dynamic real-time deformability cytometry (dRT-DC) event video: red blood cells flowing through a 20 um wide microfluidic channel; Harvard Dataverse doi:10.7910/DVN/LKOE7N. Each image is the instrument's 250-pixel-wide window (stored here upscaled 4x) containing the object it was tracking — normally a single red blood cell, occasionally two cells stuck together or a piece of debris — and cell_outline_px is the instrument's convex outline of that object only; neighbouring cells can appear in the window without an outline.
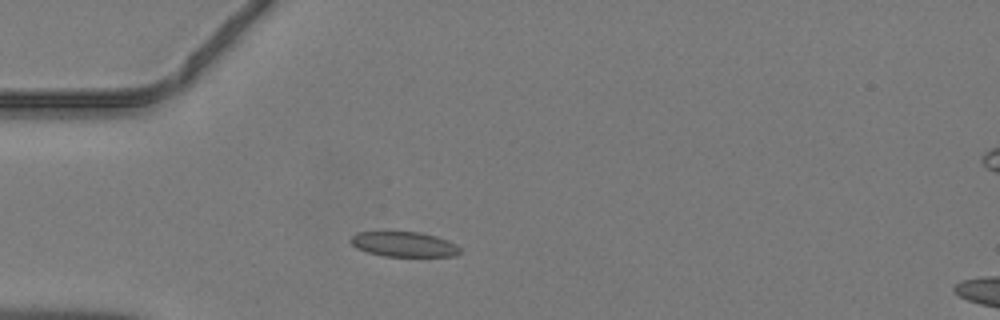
{"species": "common noctule bat (a hibernating species)", "species_latin": "Nyctalus noctula", "temperature_condition": "warm", "stored_images_in_passage": 34, "camera_frame_rate_fps": 3000, "um_per_image_px": 0.085, "animal": {"sex": "male", "body_mass_g": 19.2, "forearm_length_mm": 51.8}, "frame": {"image": 1, "passage_image": 4, "time_ms": 1.0, "image_size_px": [1000, 320], "cell_outline_px": [[460, 252], [456, 256], [384, 256], [368, 252], [356, 248], [348, 240], [356, 232], [420, 232], [436, 236], [448, 240], [456, 244], [460, 248]], "centroid_in_image_um": [34.33, 20.76], "position_along_channel_um": 50.7, "area_um2": 15.95}}
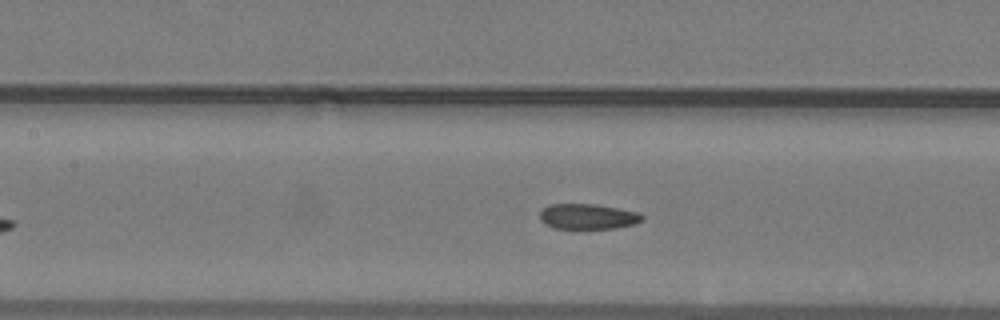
{"frame": {"image": 2, "passage_image": 12, "time_ms": 3.667, "image_size_px": [1000, 320], "cell_outline_px": [[644, 220], [636, 224], [616, 228], [552, 228], [540, 220], [540, 212], [548, 204], [592, 204], [616, 208], [636, 212], [644, 216]], "centroid_in_image_um": [49.96, 18.41], "position_along_channel_um": 157.4, "area_um2": 15.03}}
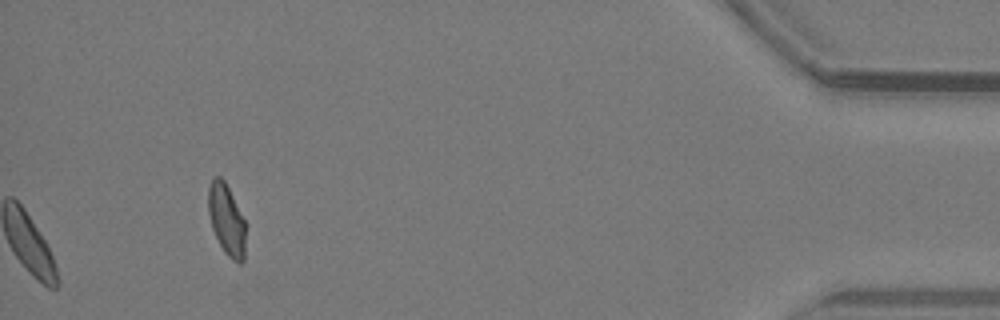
{"frame": {"image": 3, "passage_image": 34, "time_ms": 11.0, "image_size_px": [1000, 320], "cell_outline_px": [[244, 260], [240, 264], [232, 260], [224, 252], [212, 228], [208, 212], [208, 188], [212, 176], [220, 176], [224, 180], [244, 220]], "centroid_in_image_um": [19.22, 18.66], "position_along_channel_um": 416.0, "area_um2": 15.2}}